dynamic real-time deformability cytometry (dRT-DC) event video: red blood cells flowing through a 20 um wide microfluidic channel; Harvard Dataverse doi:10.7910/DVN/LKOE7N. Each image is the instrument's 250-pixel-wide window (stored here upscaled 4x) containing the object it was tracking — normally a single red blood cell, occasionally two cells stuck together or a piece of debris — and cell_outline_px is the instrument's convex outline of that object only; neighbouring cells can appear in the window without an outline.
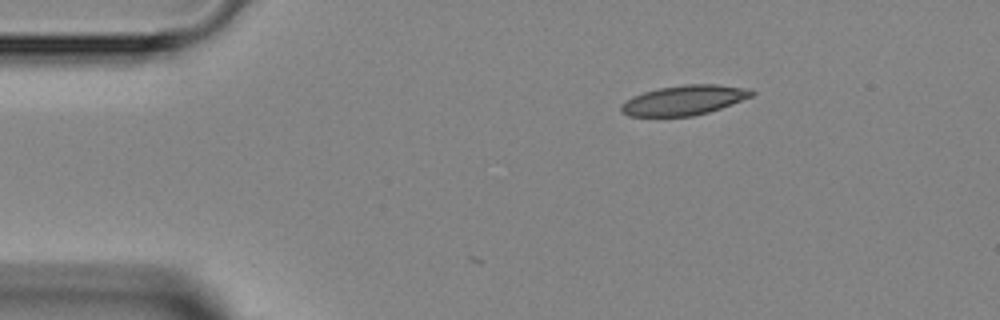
{"species": "Egyptian fruit bat (a non-hibernating species)", "species_latin": "Rousettus aegyptiacus", "temperature_condition": "room temperature", "stored_images_in_passage": 2, "camera_frame_rate_fps": 3000, "um_per_image_px": 0.085, "animal": {"sex": "female"}, "frame": {"image": 1, "passage_image": 1, "time_ms": 0.0, "image_size_px": [1000, 320], "cell_outline_px": [[756, 92], [752, 96], [732, 104], [708, 112], [692, 116], [628, 116], [620, 112], [620, 104], [632, 96], [644, 92], [660, 88], [684, 84], [716, 84], [752, 88]], "centroid_in_image_um": [58.15, 8.51], "position_along_channel_um": 26.8, "area_um2": 22.77}}